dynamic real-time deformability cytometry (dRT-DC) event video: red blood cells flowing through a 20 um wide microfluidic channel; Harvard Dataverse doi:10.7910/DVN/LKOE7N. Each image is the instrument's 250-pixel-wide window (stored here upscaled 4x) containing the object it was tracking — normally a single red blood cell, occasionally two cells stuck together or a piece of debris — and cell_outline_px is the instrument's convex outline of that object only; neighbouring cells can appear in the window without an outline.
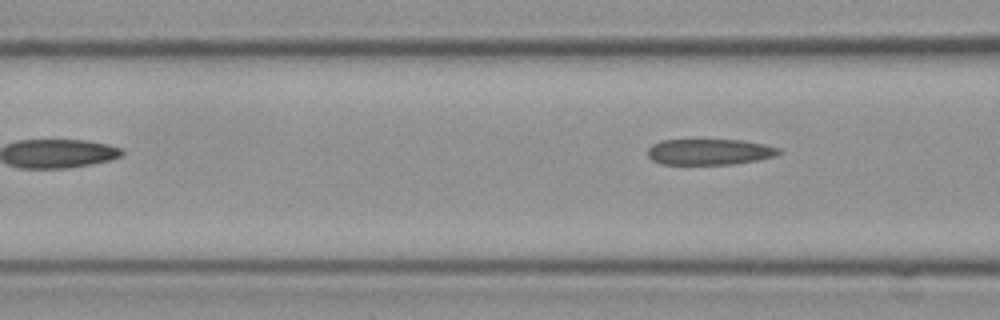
{"species": "Egyptian fruit bat (a non-hibernating species)", "species_latin": "Rousettus aegyptiacus", "temperature_condition": "cold", "stored_images_in_passage": 4, "camera_frame_rate_fps": 3000, "um_per_image_px": 0.085, "frame": {"image": 1, "passage_image": 4, "time_ms": 1.0, "image_size_px": [1000, 320], "cell_outline_px": [[780, 152], [776, 156], [756, 160], [732, 164], [660, 164], [652, 160], [648, 156], [648, 148], [652, 144], [660, 140], [744, 140], [764, 144], [780, 148]], "centroid_in_image_um": [60.29, 12.9], "position_along_channel_um": 106.3, "area_um2": 19.83}}